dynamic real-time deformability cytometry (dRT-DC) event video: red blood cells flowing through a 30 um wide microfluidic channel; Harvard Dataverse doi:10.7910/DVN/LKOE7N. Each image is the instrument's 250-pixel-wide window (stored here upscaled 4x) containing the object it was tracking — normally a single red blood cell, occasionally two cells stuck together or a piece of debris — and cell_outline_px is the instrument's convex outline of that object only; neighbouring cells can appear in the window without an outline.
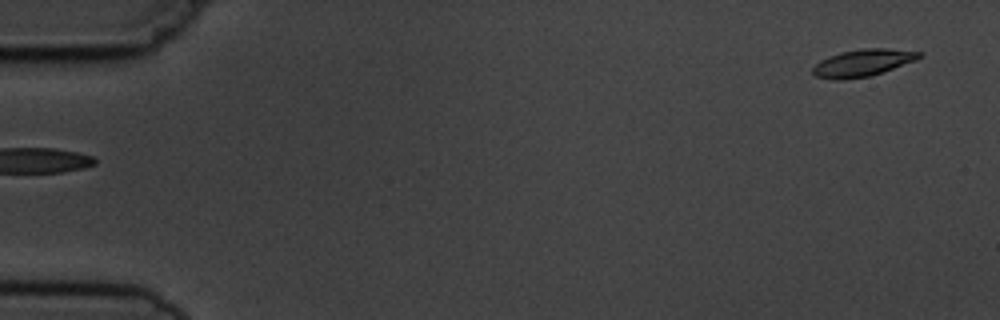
{"species": "common noctule bat (a hibernating species)", "species_latin": "Nyctalus noctula", "temperature_condition": "cold", "stored_images_in_passage": 5, "segment_of_instrument_passage": [2, 2], "camera_frame_rate_fps": 3000, "um_per_image_px": 0.085, "animal": {"sex": "male", "body_mass_g": 19.5, "forearm_length_mm": 54.6}, "frame": {"image": 1, "passage_image": 5, "time_ms": 6.333, "image_size_px": [1000, 320], "cell_outline_px": [[924, 56], [916, 60], [872, 76], [844, 80], [832, 80], [816, 76], [812, 72], [812, 68], [820, 60], [828, 56], [840, 52], [860, 48], [888, 48], [924, 52]], "centroid_in_image_um": [73.35, 5.34], "position_along_channel_um": 11.6, "area_um2": 17.17}}